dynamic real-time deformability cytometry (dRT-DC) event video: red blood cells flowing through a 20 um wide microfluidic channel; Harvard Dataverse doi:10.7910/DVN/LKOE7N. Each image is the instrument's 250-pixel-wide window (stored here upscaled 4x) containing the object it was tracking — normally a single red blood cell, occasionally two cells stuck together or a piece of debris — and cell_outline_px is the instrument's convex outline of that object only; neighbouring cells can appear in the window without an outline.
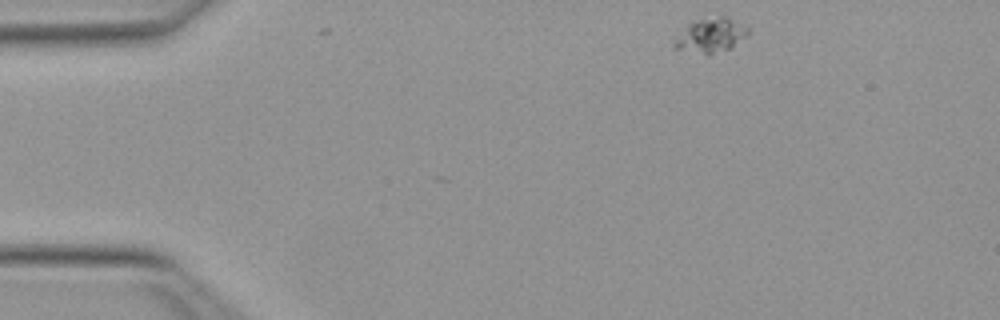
{"species": "Egyptian fruit bat (a non-hibernating species)", "species_latin": "Rousettus aegyptiacus", "temperature_condition": "warm", "stored_images_in_passage": 3, "camera_frame_rate_fps": 3000, "um_per_image_px": 0.085, "animal": {"sex": "female"}, "frame": {"image": 1, "passage_image": 1, "time_ms": 0.0, "image_size_px": [1000, 320], "cell_outline_px": [[748, 32], [732, 48], [708, 56], [676, 48], [672, 44], [676, 36], [688, 24], [700, 20], [720, 16], [724, 16], [744, 24], [748, 28]], "centroid_in_image_um": [60.4, 3.04], "position_along_channel_um": 24.6, "area_um2": 14.62}}